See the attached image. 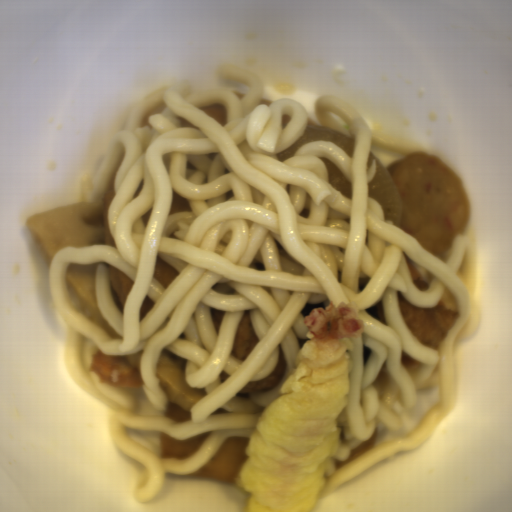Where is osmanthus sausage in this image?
I'll list each match as a JSON object with an SVG mask.
<instances>
[{
    "instance_id": "obj_1",
    "label": "osmanthus sausage",
    "mask_w": 512,
    "mask_h": 512,
    "mask_svg": "<svg viewBox=\"0 0 512 512\" xmlns=\"http://www.w3.org/2000/svg\"><path fill=\"white\" fill-rule=\"evenodd\" d=\"M187 359L178 357L162 348L156 361L159 384L168 397L191 413L193 407L208 394L204 388H193L186 384Z\"/></svg>"
}]
</instances>
